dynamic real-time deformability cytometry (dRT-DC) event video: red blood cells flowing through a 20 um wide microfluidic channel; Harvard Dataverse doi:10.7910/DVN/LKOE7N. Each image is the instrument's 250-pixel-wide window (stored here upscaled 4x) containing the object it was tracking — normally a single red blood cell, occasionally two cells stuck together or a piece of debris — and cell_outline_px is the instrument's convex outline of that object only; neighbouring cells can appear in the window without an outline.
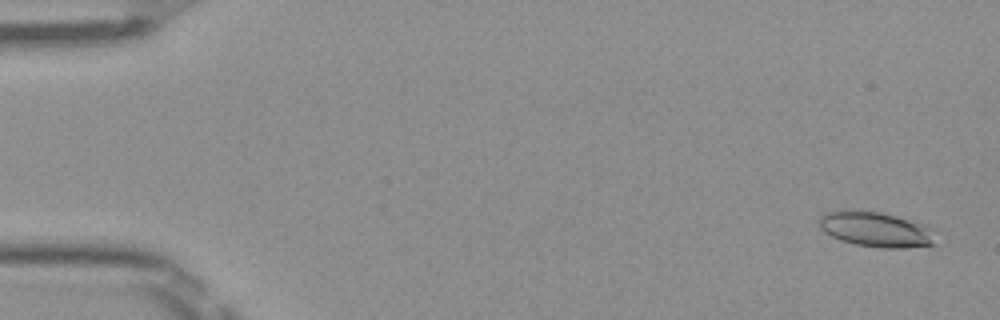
{"species": "Egyptian fruit bat (a non-hibernating species)", "species_latin": "Rousettus aegyptiacus", "temperature_condition": "room temperature", "stored_images_in_passage": 51, "camera_frame_rate_fps": 3000, "um_per_image_px": 0.085, "frame": {"image": 1, "passage_image": 2, "time_ms": 0.333, "image_size_px": [1000, 320], "cell_outline_px": [[936, 244], [904, 248], [880, 248], [856, 244], [840, 240], [824, 232], [820, 228], [820, 216], [824, 212], [840, 208], [880, 212], [896, 216], [920, 224], [928, 228]], "centroid_in_image_um": [74.33, 19.48], "position_along_channel_um": 10.7, "area_um2": 23.7}}
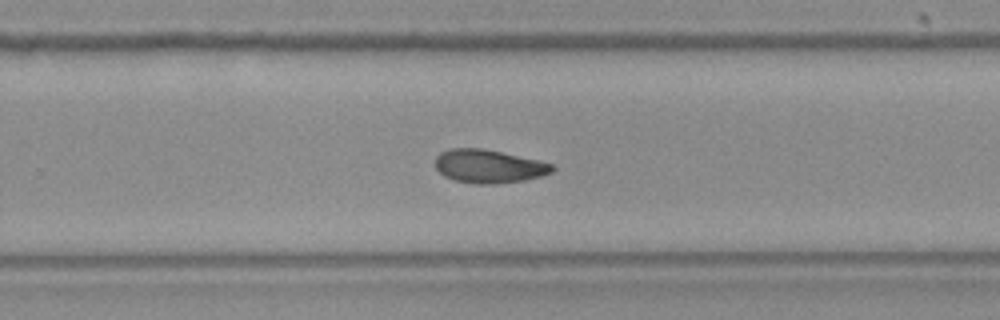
{"frame": {"image": 2, "passage_image": 33, "time_ms": 10.667, "image_size_px": [1000, 320], "cell_outline_px": [[556, 168], [552, 172], [540, 176], [524, 180], [496, 184], [476, 184], [456, 180], [444, 176], [436, 168], [436, 156], [440, 152], [448, 148], [480, 148], [540, 160], [552, 164]], "centroid_in_image_um": [41.54, 14.13], "position_along_channel_um": 288.3, "area_um2": 22.72}}
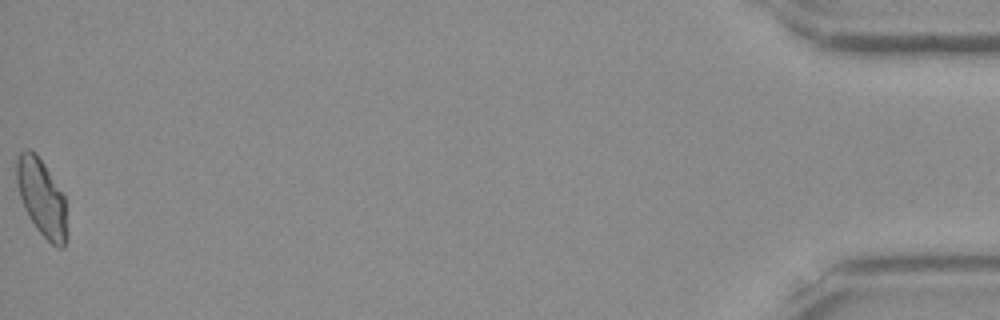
{"frame": {"image": 3, "passage_image": 51, "time_ms": 16.667, "image_size_px": [1000, 320], "cell_outline_px": [[68, 236], [64, 248], [56, 248], [36, 228], [24, 208], [16, 184], [16, 156], [24, 148], [28, 148], [36, 152], [44, 164], [64, 196], [68, 232]], "centroid_in_image_um": [3.54, 16.8], "position_along_channel_um": 431.7, "area_um2": 22.89}, "authors_computed_cell_mechanics": {"area_um2": 22.831, "velocity_mm_per_s": 4.0091, "shape_relaxation_time_tau1_ms": null, "shape_relaxation_time_tau2_ms": 5.5458, "deformation_change_tau1": null, "deformation_change_tau2": 0.1083}}